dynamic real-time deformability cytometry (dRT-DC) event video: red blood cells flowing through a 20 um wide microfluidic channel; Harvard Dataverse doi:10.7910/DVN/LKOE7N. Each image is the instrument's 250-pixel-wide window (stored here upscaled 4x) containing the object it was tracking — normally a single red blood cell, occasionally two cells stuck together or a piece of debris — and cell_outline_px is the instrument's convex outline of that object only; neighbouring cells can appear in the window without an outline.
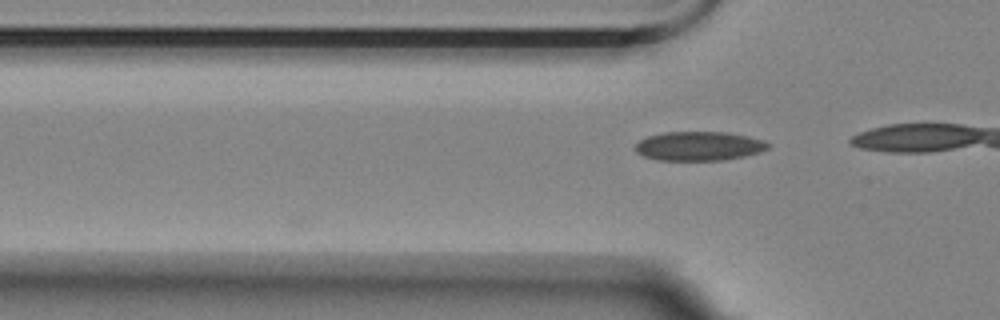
{"species": "Egyptian fruit bat (a non-hibernating species)", "species_latin": "Rousettus aegyptiacus", "temperature_condition": "room temperature", "stored_images_in_passage": 2, "camera_frame_rate_fps": 3000, "um_per_image_px": 0.085, "animal": {"sex": "female"}, "frame": {"image": 1, "passage_image": 2, "time_ms": 1.0, "image_size_px": [1000, 320], "cell_outline_px": [[772, 144], [768, 148], [760, 152], [744, 156], [724, 160], [660, 160], [644, 156], [636, 152], [636, 144], [640, 140], [648, 136], [664, 132], [728, 132], [748, 136], [764, 140]], "centroid_in_image_um": [59.45, 12.41], "position_along_channel_um": 66.3, "area_um2": 22.54}}